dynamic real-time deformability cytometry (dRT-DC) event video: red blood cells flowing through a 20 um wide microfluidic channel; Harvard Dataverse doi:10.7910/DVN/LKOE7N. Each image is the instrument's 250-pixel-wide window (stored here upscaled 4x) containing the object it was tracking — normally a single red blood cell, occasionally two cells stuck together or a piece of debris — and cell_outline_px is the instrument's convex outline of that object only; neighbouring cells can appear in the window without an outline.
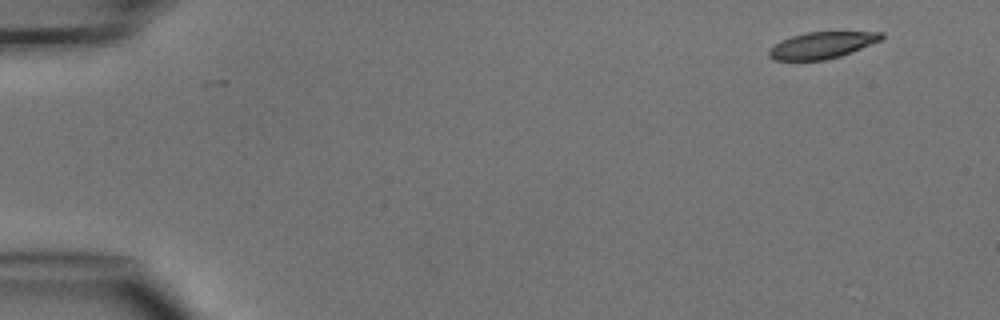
{"species": "common noctule bat (a hibernating species)", "species_latin": "Nyctalus noctula", "temperature_condition": "cold", "stored_images_in_passage": 4, "camera_frame_rate_fps": 3000, "um_per_image_px": 0.085, "animal": {"sex": "male", "body_mass_g": 15.6}, "frame": {"image": 1, "passage_image": 1, "time_ms": 0.0, "image_size_px": [1000, 320], "cell_outline_px": [[884, 36], [880, 40], [852, 52], [840, 56], [824, 60], [772, 60], [768, 56], [768, 52], [780, 40], [792, 36], [808, 32], [884, 32]], "centroid_in_image_um": [69.85, 3.84], "position_along_channel_um": 15.1, "area_um2": 17.22}}
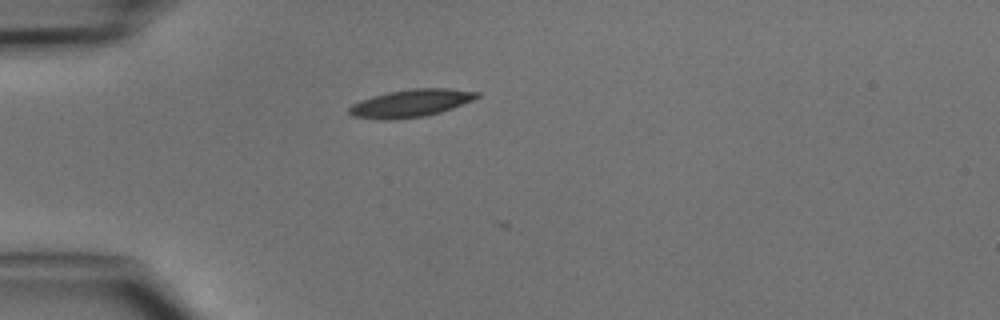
{"frame": {"image": 2, "passage_image": 4, "time_ms": 3.333, "image_size_px": [1000, 320], "cell_outline_px": [[480, 96], [472, 100], [452, 108], [440, 112], [424, 116], [388, 120], [352, 116], [348, 112], [348, 108], [352, 104], [360, 100], [372, 96], [388, 92], [412, 88], [452, 88], [480, 92]], "centroid_in_image_um": [34.92, 8.76], "position_along_channel_um": 50.1, "area_um2": 20.52}}